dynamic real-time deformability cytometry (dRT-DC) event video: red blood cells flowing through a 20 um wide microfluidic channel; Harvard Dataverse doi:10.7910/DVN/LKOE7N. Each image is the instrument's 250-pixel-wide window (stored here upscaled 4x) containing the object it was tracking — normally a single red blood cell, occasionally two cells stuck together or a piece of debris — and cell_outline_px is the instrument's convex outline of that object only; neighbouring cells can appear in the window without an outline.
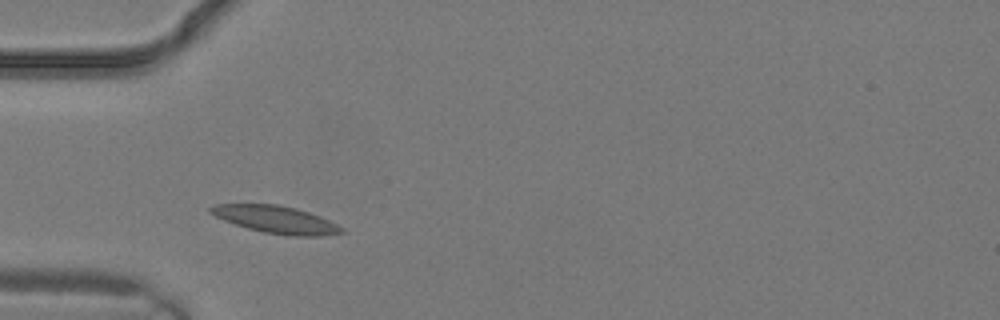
{"species": "common noctule bat (a hibernating species)", "species_latin": "Nyctalus noctula", "temperature_condition": "warm", "stored_images_in_passage": 4, "camera_frame_rate_fps": 3000, "um_per_image_px": 0.085, "animal": {"sex": "male", "body_mass_g": 19.2, "forearm_length_mm": 51.8}, "frame": {"image": 1, "passage_image": 4, "time_ms": 1.0, "image_size_px": [1000, 320], "cell_outline_px": [[348, 232], [324, 236], [292, 236], [264, 232], [248, 228], [224, 220], [208, 212], [208, 208], [216, 204], [276, 204], [296, 208], [320, 216], [344, 228]], "centroid_in_image_um": [23.5, 18.66], "position_along_channel_um": 61.5, "area_um2": 20.87}}